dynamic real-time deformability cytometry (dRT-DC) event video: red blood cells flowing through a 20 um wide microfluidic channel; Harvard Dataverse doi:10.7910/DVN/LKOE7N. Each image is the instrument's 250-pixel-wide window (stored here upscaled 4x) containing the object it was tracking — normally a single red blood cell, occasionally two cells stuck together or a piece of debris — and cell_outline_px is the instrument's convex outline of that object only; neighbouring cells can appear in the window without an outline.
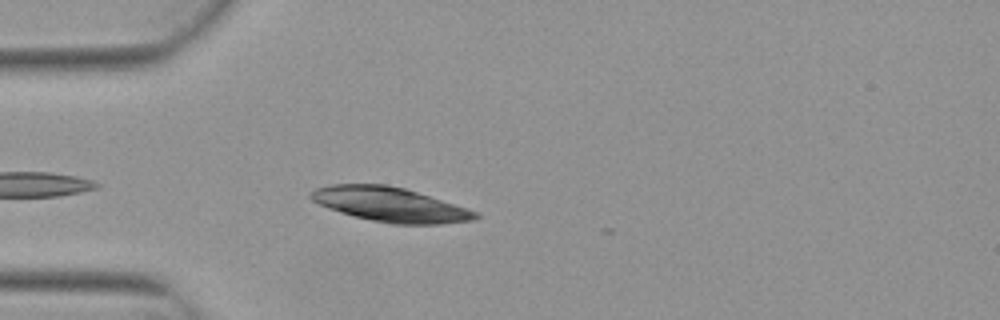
{"species": "Egyptian fruit bat (a non-hibernating species)", "species_latin": "Rousettus aegyptiacus", "temperature_condition": "warm", "stored_images_in_passage": 4, "camera_frame_rate_fps": 3000, "um_per_image_px": 0.085, "animal": {"sex": "female"}, "frame": {"image": 1, "passage_image": 4, "time_ms": 1.0, "image_size_px": [1000, 320], "cell_outline_px": [[480, 216], [476, 220], [440, 224], [392, 224], [372, 220], [340, 212], [328, 208], [312, 200], [308, 196], [308, 192], [316, 188], [332, 184], [388, 184], [404, 188], [468, 208], [476, 212]], "centroid_in_image_um": [33.15, 17.38], "position_along_channel_um": 51.8, "area_um2": 32.95}}